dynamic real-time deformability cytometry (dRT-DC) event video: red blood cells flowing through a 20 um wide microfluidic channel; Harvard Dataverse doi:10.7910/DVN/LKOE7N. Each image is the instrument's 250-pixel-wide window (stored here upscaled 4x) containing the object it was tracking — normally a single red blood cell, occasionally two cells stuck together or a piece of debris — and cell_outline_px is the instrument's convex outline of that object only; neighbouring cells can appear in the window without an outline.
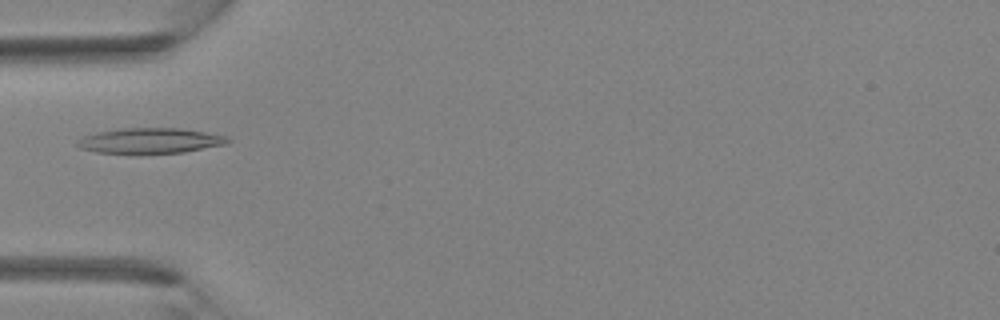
{"species": "Egyptian fruit bat (a non-hibernating species)", "species_latin": "Rousettus aegyptiacus", "temperature_condition": "room temperature", "stored_images_in_passage": 2, "camera_frame_rate_fps": 3000, "um_per_image_px": 0.085, "animal": {"sex": "female"}, "frame": {"image": 1, "passage_image": 2, "time_ms": 0.333, "image_size_px": [1000, 320], "cell_outline_px": [[232, 140], [228, 144], [184, 152], [140, 156], [96, 152], [80, 148], [76, 144], [76, 140], [84, 136], [100, 132], [124, 128], [180, 128], [228, 136]], "centroid_in_image_um": [12.77, 12.0], "position_along_channel_um": 72.2, "area_um2": 23.06}}